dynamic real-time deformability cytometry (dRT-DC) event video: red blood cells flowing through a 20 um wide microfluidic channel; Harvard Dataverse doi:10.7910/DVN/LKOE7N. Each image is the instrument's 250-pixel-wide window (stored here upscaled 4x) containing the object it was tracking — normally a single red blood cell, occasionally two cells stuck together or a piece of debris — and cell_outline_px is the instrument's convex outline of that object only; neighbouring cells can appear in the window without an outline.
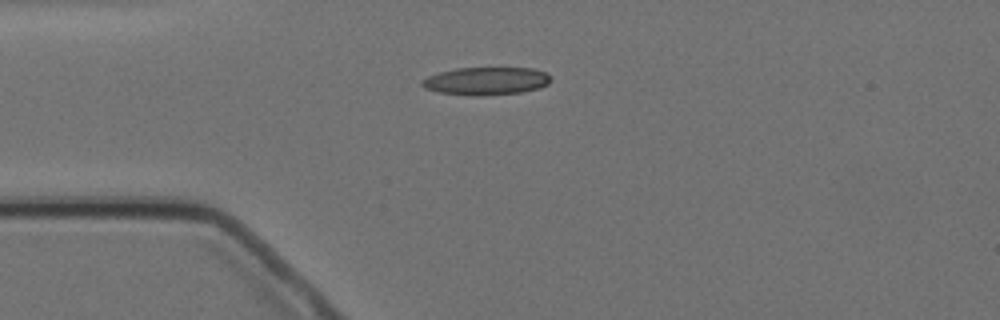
{"species": "Egyptian fruit bat (a non-hibernating species)", "species_latin": "Rousettus aegyptiacus", "temperature_condition": "cold", "stored_images_in_passage": 8, "camera_frame_rate_fps": 3000, "um_per_image_px": 0.085, "animal": {"sex": "female"}, "frame": {"image": 1, "passage_image": 4, "time_ms": 3.667, "image_size_px": [1000, 320], "cell_outline_px": [[552, 80], [548, 84], [540, 88], [520, 92], [484, 96], [472, 96], [440, 92], [424, 88], [420, 84], [420, 80], [428, 76], [440, 72], [456, 68], [532, 68], [548, 72]], "centroid_in_image_um": [41.34, 6.89], "position_along_channel_um": 43.7, "area_um2": 21.1}}
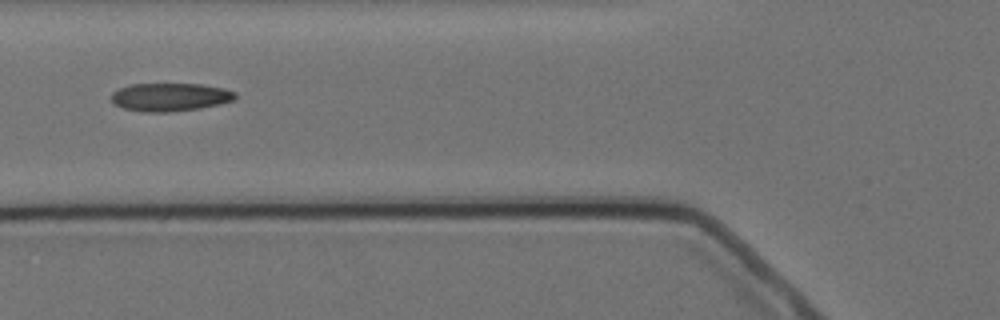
{"frame": {"image": 2, "passage_image": 6, "time_ms": 6.0, "image_size_px": [1000, 320], "cell_outline_px": [[236, 96], [232, 100], [220, 104], [200, 108], [172, 112], [140, 112], [124, 108], [116, 104], [112, 100], [112, 92], [120, 88], [132, 84], [200, 84], [224, 88], [236, 92]], "centroid_in_image_um": [14.47, 8.25], "position_along_channel_um": 111.3, "area_um2": 20.29}}
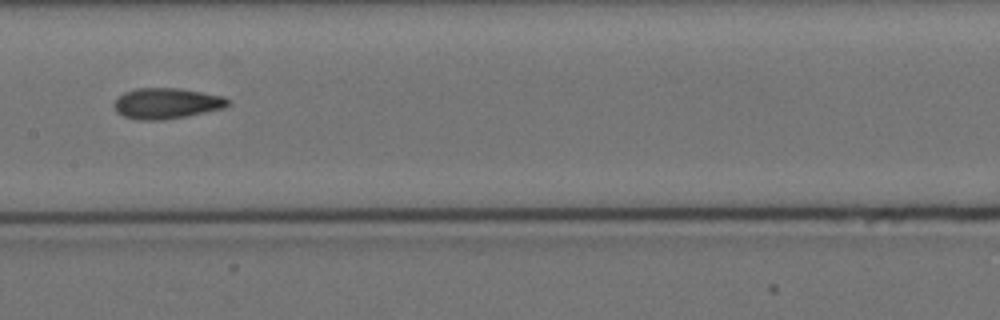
{"frame": {"image": 3, "passage_image": 8, "time_ms": 8.333, "image_size_px": [1000, 320], "cell_outline_px": [[228, 104], [224, 108], [164, 120], [136, 120], [124, 116], [116, 112], [112, 104], [124, 92], [136, 88], [176, 88], [224, 96], [228, 100]], "centroid_in_image_um": [14.1, 8.79], "position_along_channel_um": 193.3, "area_um2": 20.23}}